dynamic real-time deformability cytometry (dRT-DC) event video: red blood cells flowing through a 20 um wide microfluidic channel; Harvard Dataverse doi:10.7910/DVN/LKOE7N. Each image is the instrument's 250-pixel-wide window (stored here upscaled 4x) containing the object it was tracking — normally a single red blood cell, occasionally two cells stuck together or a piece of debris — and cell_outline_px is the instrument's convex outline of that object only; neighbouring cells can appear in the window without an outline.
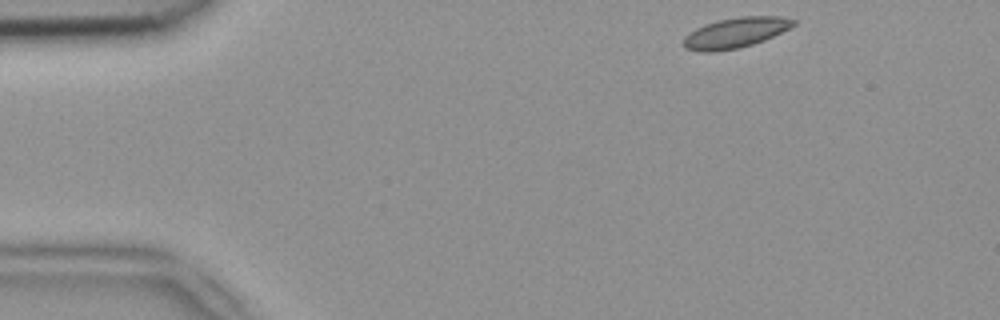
{"species": "common noctule bat (a hibernating species)", "species_latin": "Nyctalus noctula", "temperature_condition": "room temperature", "stored_images_in_passage": 27, "camera_frame_rate_fps": 3000, "um_per_image_px": 0.085, "animal": {"sex": "female", "body_mass_g": 18.4}, "frame": {"image": 1, "passage_image": 1, "time_ms": 0.0, "image_size_px": [1000, 320], "cell_outline_px": [[796, 24], [764, 40], [740, 48], [716, 52], [700, 52], [684, 48], [680, 44], [684, 36], [696, 28], [704, 24], [720, 20], [740, 16], [780, 16], [796, 20]], "centroid_in_image_um": [62.45, 2.8], "position_along_channel_um": 22.6, "area_um2": 19.54}}
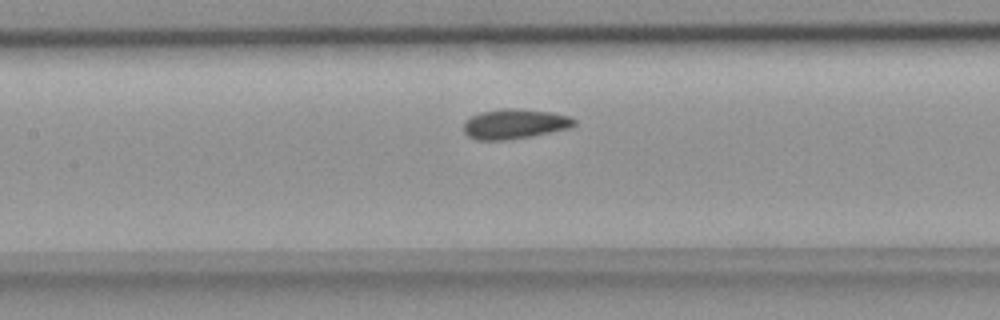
{"frame": {"image": 2, "passage_image": 18, "time_ms": 5.667, "image_size_px": [1000, 320], "cell_outline_px": [[576, 124], [572, 128], [532, 136], [504, 140], [480, 140], [468, 136], [464, 132], [464, 120], [480, 112], [500, 108], [520, 108], [552, 112], [568, 116], [576, 120]], "centroid_in_image_um": [43.76, 10.52], "position_along_channel_um": 163.6, "area_um2": 19.48}}
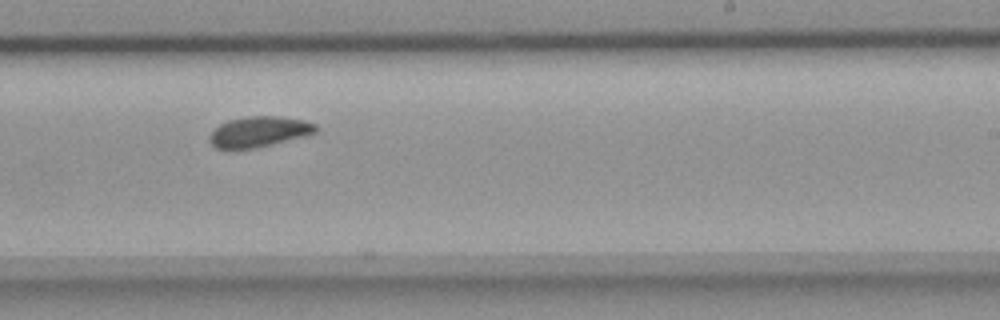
{"frame": {"image": 3, "passage_image": 26, "time_ms": 8.333, "image_size_px": [1000, 320], "cell_outline_px": [[320, 128], [316, 132], [304, 136], [256, 148], [228, 152], [216, 148], [208, 140], [208, 136], [220, 124], [228, 120], [252, 116], [280, 116], [304, 120], [316, 124]], "centroid_in_image_um": [21.98, 11.23], "position_along_channel_um": 267.0, "area_um2": 19.36}}